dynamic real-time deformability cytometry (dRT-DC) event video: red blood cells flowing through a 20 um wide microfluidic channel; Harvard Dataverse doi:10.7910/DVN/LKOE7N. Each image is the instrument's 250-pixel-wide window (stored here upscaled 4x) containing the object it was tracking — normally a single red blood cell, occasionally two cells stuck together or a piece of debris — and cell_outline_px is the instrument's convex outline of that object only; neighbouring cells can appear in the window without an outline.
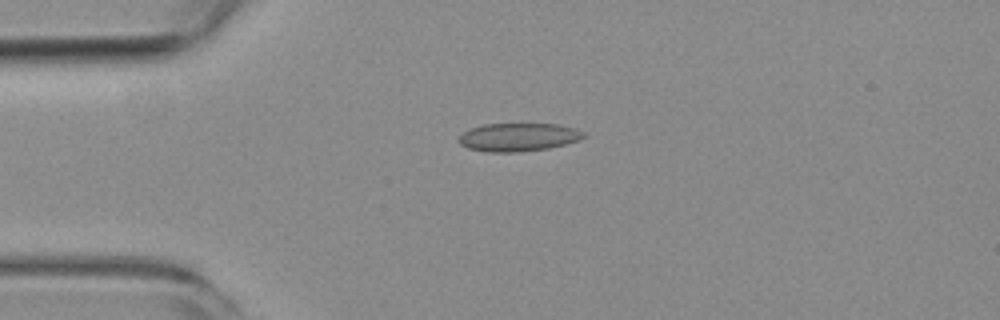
{"species": "common noctule bat (a hibernating species)", "species_latin": "Nyctalus noctula", "temperature_condition": "room temperature", "stored_images_in_passage": 3, "camera_frame_rate_fps": 3000, "um_per_image_px": 0.085, "animal": {"sex": "female", "body_mass_g": 19.3, "forearm_length_mm": 54.1}, "frame": {"image": 1, "passage_image": 3, "time_ms": 2.333, "image_size_px": [1000, 320], "cell_outline_px": [[588, 136], [580, 140], [548, 148], [516, 152], [488, 152], [468, 148], [460, 144], [460, 136], [464, 132], [472, 128], [484, 124], [556, 124], [572, 128], [584, 132]], "centroid_in_image_um": [44.08, 11.66], "position_along_channel_um": 40.9, "area_um2": 20.29}}